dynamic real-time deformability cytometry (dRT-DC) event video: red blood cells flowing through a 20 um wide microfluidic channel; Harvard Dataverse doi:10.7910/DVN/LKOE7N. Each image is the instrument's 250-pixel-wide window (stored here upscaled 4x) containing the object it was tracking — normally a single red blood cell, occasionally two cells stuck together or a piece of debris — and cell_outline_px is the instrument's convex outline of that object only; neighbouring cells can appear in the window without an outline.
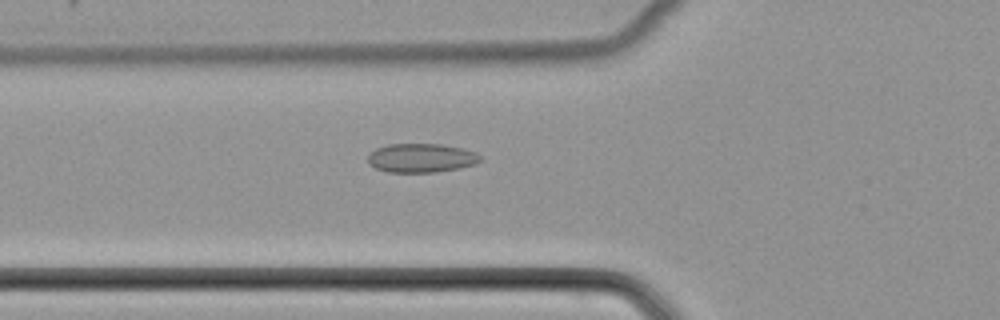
{"species": "common noctule bat (a hibernating species)", "species_latin": "Nyctalus noctula", "temperature_condition": "cold", "stored_images_in_passage": 39, "camera_frame_rate_fps": 3000, "um_per_image_px": 0.085, "animal": {"sex": "female", "body_mass_g": 22.7, "forearm_length_mm": 54.2}, "frame": {"image": 1, "passage_image": 7, "time_ms": 2.0, "image_size_px": [1000, 320], "cell_outline_px": [[480, 160], [476, 164], [460, 168], [436, 172], [388, 172], [376, 168], [368, 164], [368, 156], [376, 148], [388, 144], [440, 144], [464, 148], [476, 152], [480, 156]], "centroid_in_image_um": [35.82, 13.42], "position_along_channel_um": 90.0, "area_um2": 19.02}}
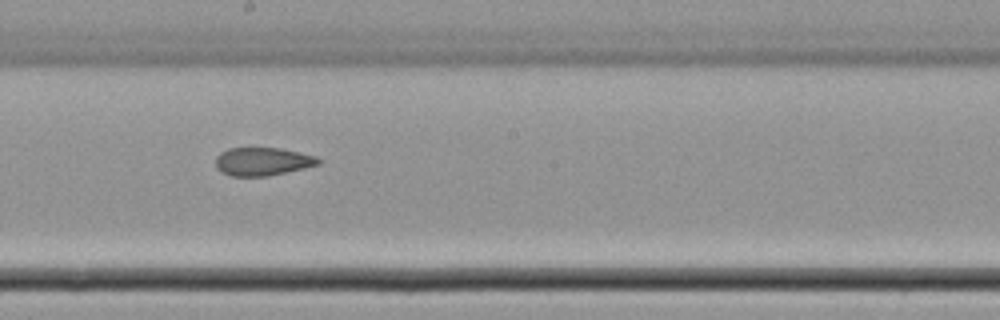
{"frame": {"image": 2, "passage_image": 17, "time_ms": 5.333, "image_size_px": [1000, 320], "cell_outline_px": [[320, 164], [304, 168], [268, 176], [232, 176], [220, 172], [216, 168], [216, 156], [220, 152], [228, 148], [280, 148], [316, 156], [320, 160]], "centroid_in_image_um": [22.29, 13.73], "position_along_channel_um": 225.9, "area_um2": 16.88}}
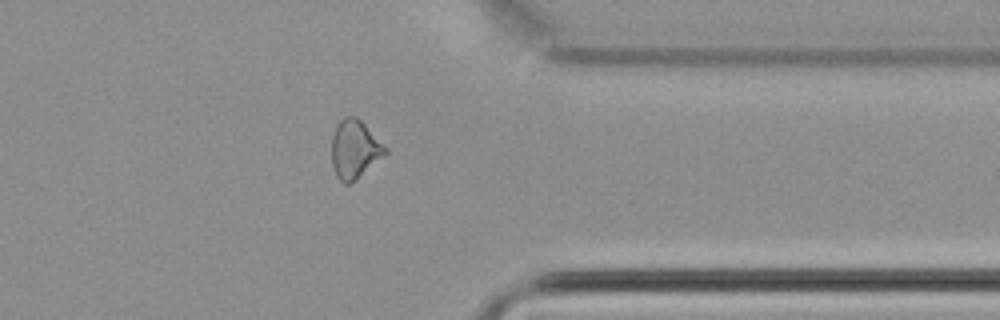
{"frame": {"image": 3, "passage_image": 29, "time_ms": 9.333, "image_size_px": [1000, 320], "cell_outline_px": [[388, 152], [348, 184], [344, 184], [336, 176], [332, 168], [332, 136], [336, 124], [344, 116], [356, 116], [388, 148]], "centroid_in_image_um": [30.12, 12.65], "position_along_channel_um": 381.3, "area_um2": 17.98}}